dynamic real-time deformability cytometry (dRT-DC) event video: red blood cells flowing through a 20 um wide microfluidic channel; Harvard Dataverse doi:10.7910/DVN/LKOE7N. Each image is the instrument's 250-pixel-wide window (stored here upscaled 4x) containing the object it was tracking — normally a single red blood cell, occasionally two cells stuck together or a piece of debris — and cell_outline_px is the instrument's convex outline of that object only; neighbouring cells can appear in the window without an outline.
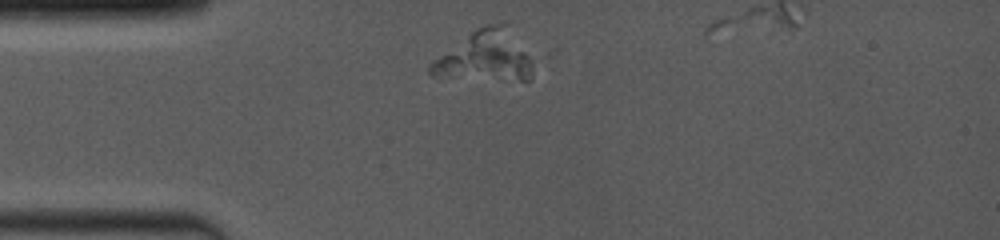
{"species": "common noctule bat (a hibernating species)", "species_latin": "Nyctalus noctula", "temperature_condition": "room temperature", "stored_images_in_passage": 23, "camera_frame_rate_fps": 4000, "um_per_image_px": 0.085, "animal": {"sex": "female", "body_mass_g": 19.0, "forearm_length_mm": 53.3}, "frame": {"image": 1, "passage_image": 1, "time_ms": 0.0, "image_size_px": [1000, 240], "cell_outline_px": [[532, 76], [528, 80], [520, 80], [432, 76], [428, 72], [428, 64], [432, 60], [476, 28], [488, 24], [508, 24], [524, 52], [528, 60], [532, 72]], "centroid_in_image_um": [41.15, 4.78], "position_along_channel_um": 43.8, "area_um2": 29.19}}
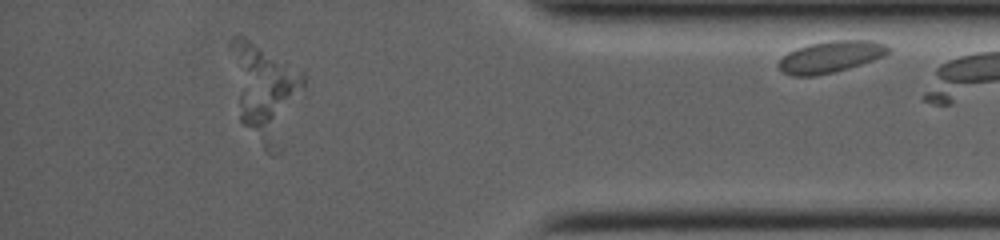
{"frame": {"image": 2, "passage_image": 23, "time_ms": 10.25, "image_size_px": [1000, 240], "cell_outline_px": [[892, 52], [884, 56], [848, 68], [832, 72], [812, 76], [792, 76], [780, 72], [780, 60], [788, 52], [796, 48], [808, 44], [832, 40], [872, 40], [888, 44], [892, 48]], "centroid_in_image_um": [70.65, 4.81], "position_along_channel_um": 364.5, "area_um2": 20.29}}